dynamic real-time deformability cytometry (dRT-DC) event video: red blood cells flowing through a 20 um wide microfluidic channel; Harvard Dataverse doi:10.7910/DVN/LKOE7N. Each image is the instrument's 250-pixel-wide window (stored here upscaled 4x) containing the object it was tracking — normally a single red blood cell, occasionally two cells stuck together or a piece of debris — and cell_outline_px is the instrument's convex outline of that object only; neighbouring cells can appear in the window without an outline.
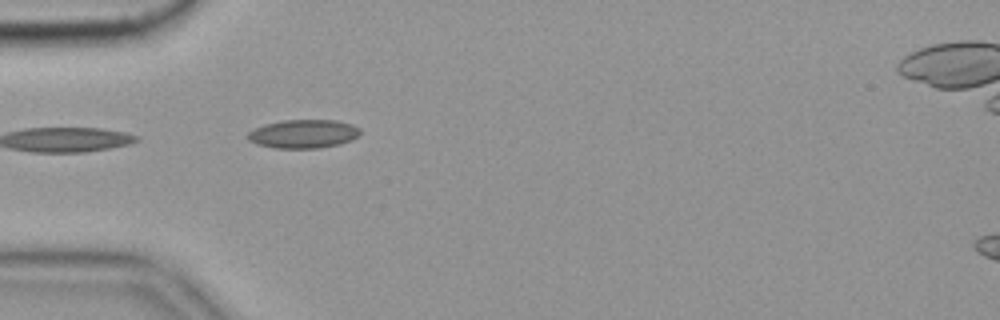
{"species": "common noctule bat (a hibernating species)", "species_latin": "Nyctalus noctula", "temperature_condition": "cold", "stored_images_in_passage": 4, "camera_frame_rate_fps": 3000, "um_per_image_px": 0.085, "animal": {"sex": "female", "body_mass_g": 19.9}, "frame": {"image": 1, "passage_image": 1, "time_ms": 0.0, "image_size_px": [1000, 320], "cell_outline_px": [[360, 136], [352, 140], [340, 144], [320, 148], [276, 148], [256, 144], [248, 140], [248, 132], [264, 124], [284, 120], [336, 120], [352, 124], [360, 128]], "centroid_in_image_um": [25.82, 11.38], "position_along_channel_um": 59.2, "area_um2": 18.84}}